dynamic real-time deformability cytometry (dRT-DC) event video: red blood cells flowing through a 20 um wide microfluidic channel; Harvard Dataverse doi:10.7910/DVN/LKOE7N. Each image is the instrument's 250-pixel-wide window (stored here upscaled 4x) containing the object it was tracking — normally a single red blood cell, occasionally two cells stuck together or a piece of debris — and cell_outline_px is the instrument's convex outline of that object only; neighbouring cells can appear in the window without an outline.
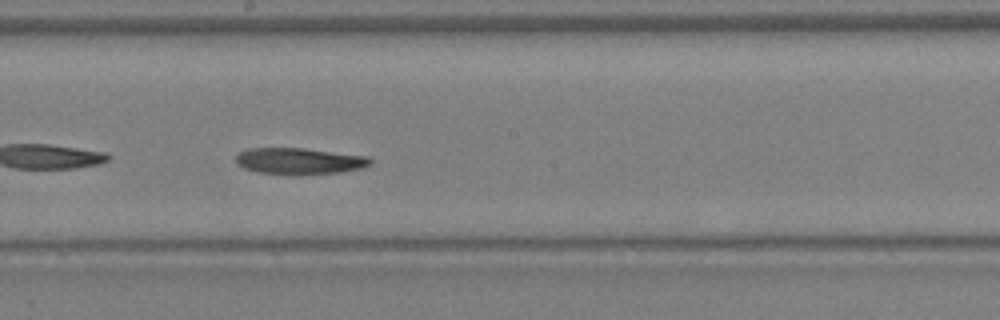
{"species": "Egyptian fruit bat (a non-hibernating species)", "species_latin": "Rousettus aegyptiacus", "temperature_condition": "warm", "stored_images_in_passage": 20, "camera_frame_rate_fps": 3000, "um_per_image_px": 0.085, "animal": {"sex": "female"}, "frame": {"image": 1, "passage_image": 20, "time_ms": 6.333, "image_size_px": [1000, 320], "cell_outline_px": [[372, 164], [364, 168], [340, 172], [300, 176], [260, 172], [244, 168], [236, 160], [236, 156], [240, 152], [248, 148], [304, 148], [368, 156], [372, 160]], "centroid_in_image_um": [25.51, 13.7], "position_along_channel_um": 222.7, "area_um2": 20.92}}